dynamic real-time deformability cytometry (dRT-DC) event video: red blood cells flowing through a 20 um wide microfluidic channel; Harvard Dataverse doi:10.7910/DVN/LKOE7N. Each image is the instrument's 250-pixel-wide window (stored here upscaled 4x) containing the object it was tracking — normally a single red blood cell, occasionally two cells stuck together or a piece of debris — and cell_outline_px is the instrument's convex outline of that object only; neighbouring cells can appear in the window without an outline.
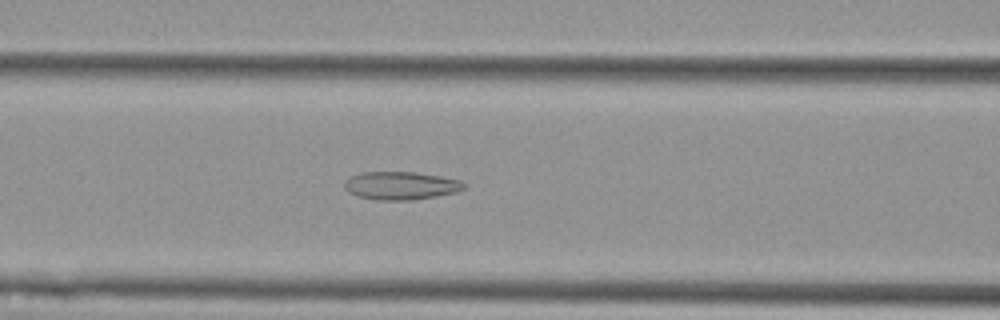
{"species": "Egyptian fruit bat (a non-hibernating species)", "species_latin": "Rousettus aegyptiacus", "temperature_condition": "cold", "stored_images_in_passage": 44, "camera_frame_rate_fps": 3000, "um_per_image_px": 0.085, "animal": {"sex": "female"}, "frame": {"image": 1, "passage_image": 12, "time_ms": 3.667, "image_size_px": [1000, 320], "cell_outline_px": [[464, 188], [456, 192], [436, 196], [412, 200], [376, 200], [356, 196], [348, 192], [344, 188], [344, 180], [348, 176], [360, 172], [416, 172], [440, 176], [460, 180], [464, 184]], "centroid_in_image_um": [34.0, 15.77], "position_along_channel_um": 132.6, "area_um2": 19.71}}
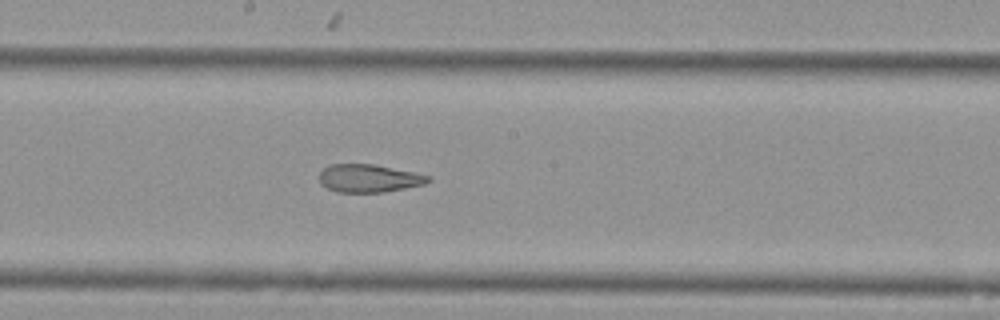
{"frame": {"image": 2, "passage_image": 19, "time_ms": 6.0, "image_size_px": [1000, 320], "cell_outline_px": [[432, 180], [424, 184], [384, 192], [336, 192], [320, 184], [320, 172], [328, 164], [372, 164], [412, 172], [428, 176]], "centroid_in_image_um": [31.31, 15.16], "position_along_channel_um": 216.9, "area_um2": 17.51}}
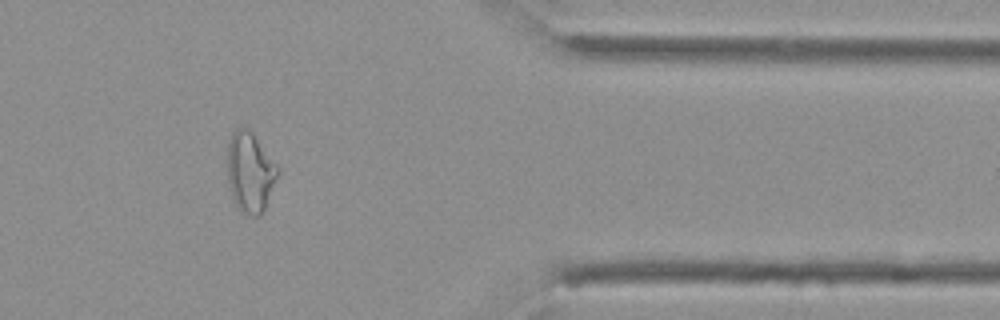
{"frame": {"image": 3, "passage_image": 35, "time_ms": 11.333, "image_size_px": [1000, 320], "cell_outline_px": [[280, 172], [264, 208], [260, 216], [244, 216], [240, 212], [232, 196], [228, 184], [228, 140], [232, 132], [236, 128], [244, 124], [252, 132], [280, 168]], "centroid_in_image_um": [21.25, 14.62], "position_along_channel_um": 390.1, "area_um2": 23.81}, "authors_computed_cell_mechanics": {"area_um2": 20.4901, "velocity_mm_per_s": 3.6335, "shape_relaxation_time_tau1_ms": null, "shape_relaxation_time_tau2_ms": 3.0835, "deformation_change_tau1": null, "deformation_change_tau2": 0.1138}}